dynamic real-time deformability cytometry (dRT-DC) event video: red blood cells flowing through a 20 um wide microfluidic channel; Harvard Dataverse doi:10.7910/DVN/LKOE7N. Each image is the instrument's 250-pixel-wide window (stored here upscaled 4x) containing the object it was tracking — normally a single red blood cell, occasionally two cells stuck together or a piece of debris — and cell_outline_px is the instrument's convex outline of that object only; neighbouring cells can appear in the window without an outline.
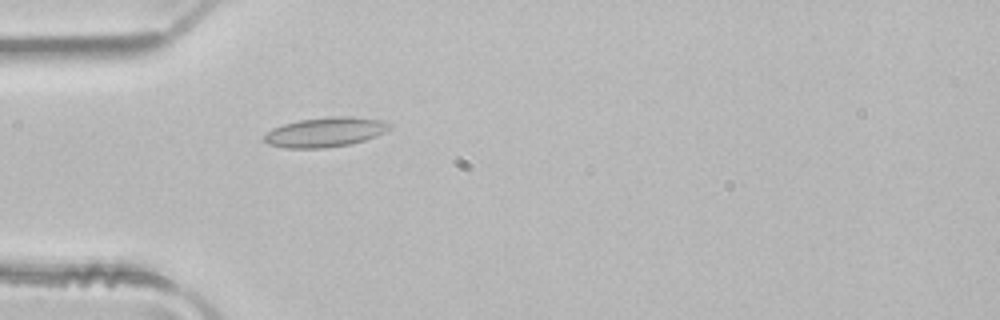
{"species": "common noctule bat (a hibernating species)", "species_latin": "Nyctalus noctula", "temperature_condition": "room temperature", "stored_images_in_passage": 3, "camera_frame_rate_fps": 3000, "um_per_image_px": 0.085, "animal": {"sex": "male", "body_mass_g": 21.5, "forearm_length_mm": 52.0}, "frame": {"image": 1, "passage_image": 3, "time_ms": 0.667, "image_size_px": [1000, 320], "cell_outline_px": [[392, 128], [376, 136], [352, 144], [324, 148], [288, 148], [268, 144], [264, 140], [264, 136], [272, 128], [284, 124], [300, 120], [332, 116], [352, 116], [384, 120], [392, 124]], "centroid_in_image_um": [27.7, 11.22], "position_along_channel_um": 57.3, "area_um2": 21.73}}